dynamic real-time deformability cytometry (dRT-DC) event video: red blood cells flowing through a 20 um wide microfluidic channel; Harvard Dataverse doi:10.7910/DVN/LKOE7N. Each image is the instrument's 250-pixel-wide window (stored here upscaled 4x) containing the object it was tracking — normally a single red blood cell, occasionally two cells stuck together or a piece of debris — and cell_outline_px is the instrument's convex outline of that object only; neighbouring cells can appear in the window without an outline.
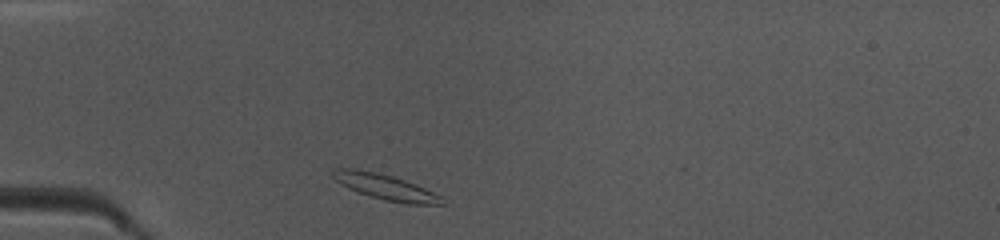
{"species": "common noctule bat (a hibernating species)", "species_latin": "Nyctalus noctula", "temperature_condition": "warm", "stored_images_in_passage": 37, "camera_frame_rate_fps": 3000, "um_per_image_px": 0.085, "animal": {"sex": "female", "body_mass_g": 10.0, "forearm_length_mm": 53.1}, "frame": {"image": 1, "passage_image": 2, "time_ms": 0.333, "image_size_px": [1000, 240], "cell_outline_px": [[444, 204], [408, 204], [384, 200], [348, 188], [340, 184], [332, 176], [332, 172], [336, 168], [356, 168], [376, 172], [392, 176], [416, 184], [440, 196]], "centroid_in_image_um": [32.72, 15.88], "position_along_channel_um": 52.3, "area_um2": 15.9}}
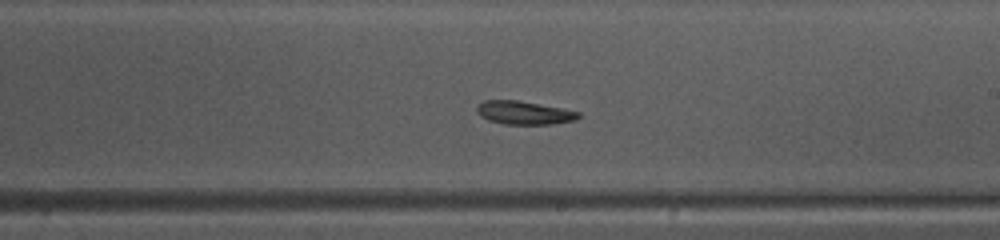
{"frame": {"image": 2, "passage_image": 17, "time_ms": 5.333, "image_size_px": [1000, 240], "cell_outline_px": [[580, 116], [576, 120], [552, 124], [504, 124], [488, 120], [480, 116], [476, 112], [476, 104], [484, 100], [516, 100], [560, 108], [580, 112]], "centroid_in_image_um": [44.49, 9.58], "position_along_channel_um": 244.5, "area_um2": 13.81}}
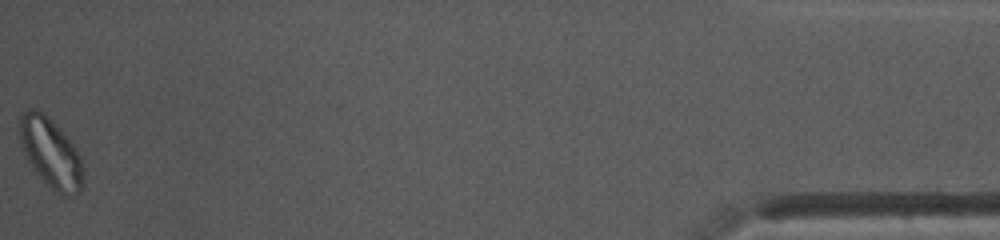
{"frame": {"image": 3, "passage_image": 37, "time_ms": 12.0, "image_size_px": [1000, 240], "cell_outline_px": [[84, 184], [80, 192], [72, 196], [64, 196], [56, 192], [32, 168], [20, 148], [20, 116], [28, 108], [36, 108], [64, 132], [76, 148], [80, 156], [84, 168]], "centroid_in_image_um": [4.34, 13.03], "position_along_channel_um": 430.9, "area_um2": 25.89}, "authors_computed_cell_mechanics": {"area_um2": 14.739, "velocity_mm_per_s": 4.0969, "shape_relaxation_time_tau1_ms": 7.3996, "shape_relaxation_time_tau2_ms": null, "deformation_change_tau1": 0.1934, "deformation_change_tau2": null}}